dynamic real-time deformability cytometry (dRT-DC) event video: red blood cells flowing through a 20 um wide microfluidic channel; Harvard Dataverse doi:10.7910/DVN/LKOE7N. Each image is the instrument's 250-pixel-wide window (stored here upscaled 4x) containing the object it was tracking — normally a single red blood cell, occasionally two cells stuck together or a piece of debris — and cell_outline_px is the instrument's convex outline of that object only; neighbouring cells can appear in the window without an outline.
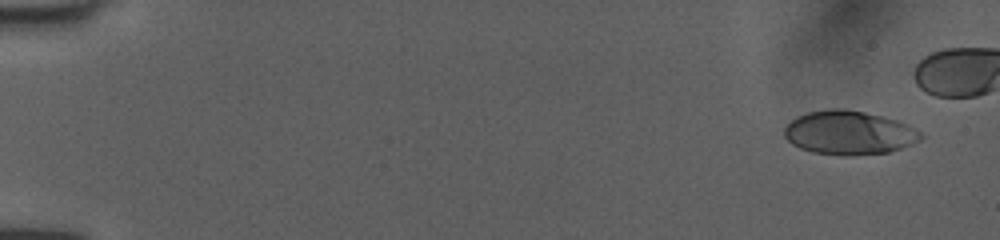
{"species": "human", "species_latin": "Homo sapiens", "temperature_condition": "room temperature", "stored_images_in_passage": 15, "camera_frame_rate_fps": 3000, "um_per_image_px": 0.085, "donor": {"sex": "female"}, "frame": {"image": 1, "passage_image": 3, "time_ms": 0.667, "image_size_px": [1000, 240], "cell_outline_px": [[924, 136], [920, 140], [912, 144], [888, 152], [848, 156], [844, 156], [812, 152], [800, 148], [792, 144], [784, 136], [784, 128], [796, 116], [808, 112], [828, 108], [844, 108], [864, 112], [896, 120], [908, 124], [924, 132]], "centroid_in_image_um": [72.18, 11.28], "position_along_channel_um": 12.8, "area_um2": 35.08}}